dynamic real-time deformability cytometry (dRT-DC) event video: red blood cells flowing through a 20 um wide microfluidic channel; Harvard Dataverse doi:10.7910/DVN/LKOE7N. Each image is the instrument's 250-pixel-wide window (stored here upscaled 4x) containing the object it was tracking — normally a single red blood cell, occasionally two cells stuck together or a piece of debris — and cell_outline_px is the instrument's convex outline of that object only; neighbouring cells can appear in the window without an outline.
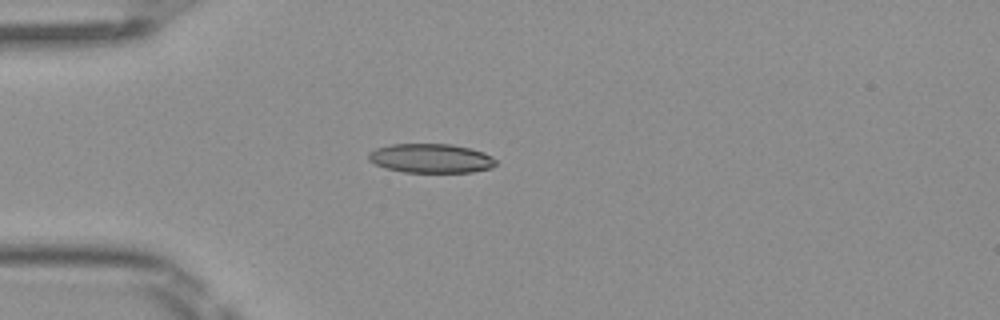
{"species": "Egyptian fruit bat (a non-hibernating species)", "species_latin": "Rousettus aegyptiacus", "temperature_condition": "room temperature", "stored_images_in_passage": 6, "camera_frame_rate_fps": 3000, "um_per_image_px": 0.085, "frame": {"image": 1, "passage_image": 4, "time_ms": 1.0, "image_size_px": [1000, 320], "cell_outline_px": [[496, 164], [492, 168], [472, 172], [404, 172], [384, 168], [368, 160], [368, 152], [376, 148], [392, 144], [452, 144], [484, 152], [492, 156], [496, 160]], "centroid_in_image_um": [36.62, 13.46], "position_along_channel_um": 48.4, "area_um2": 21.73}}
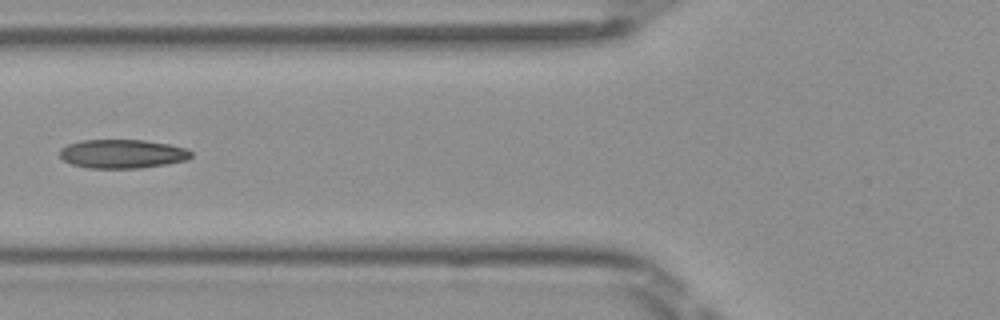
{"frame": {"image": 2, "passage_image": 6, "time_ms": 1.667, "image_size_px": [1000, 320], "cell_outline_px": [[192, 156], [188, 160], [140, 168], [88, 168], [72, 164], [64, 160], [60, 156], [60, 148], [68, 144], [80, 140], [144, 140], [168, 144], [188, 148], [192, 152]], "centroid_in_image_um": [10.41, 13.07], "position_along_channel_um": 115.4, "area_um2": 22.14}}